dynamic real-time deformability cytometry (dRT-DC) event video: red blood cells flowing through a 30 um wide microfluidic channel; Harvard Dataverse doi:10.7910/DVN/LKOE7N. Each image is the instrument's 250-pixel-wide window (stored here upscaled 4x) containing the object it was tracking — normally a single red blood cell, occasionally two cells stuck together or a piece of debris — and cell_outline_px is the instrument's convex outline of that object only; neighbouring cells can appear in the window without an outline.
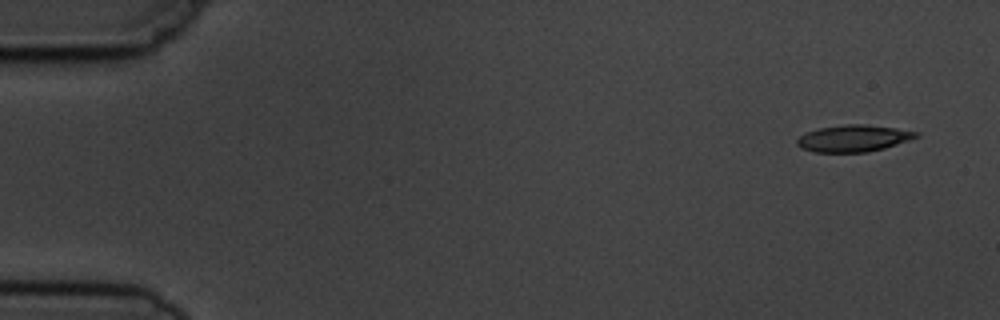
{"species": "common noctule bat (a hibernating species)", "species_latin": "Nyctalus noctula", "temperature_condition": "cold", "stored_images_in_passage": 4, "camera_frame_rate_fps": 3000, "um_per_image_px": 0.085, "animal": {"sex": "male", "body_mass_g": 19.5, "forearm_length_mm": 54.6}, "frame": {"image": 1, "passage_image": 1, "time_ms": 0.0, "image_size_px": [1000, 320], "cell_outline_px": [[920, 136], [884, 148], [868, 152], [812, 152], [800, 148], [796, 144], [796, 140], [800, 136], [808, 132], [820, 128], [844, 124], [864, 124], [896, 128], [920, 132]], "centroid_in_image_um": [72.54, 11.76], "position_along_channel_um": 12.5, "area_um2": 18.55}}
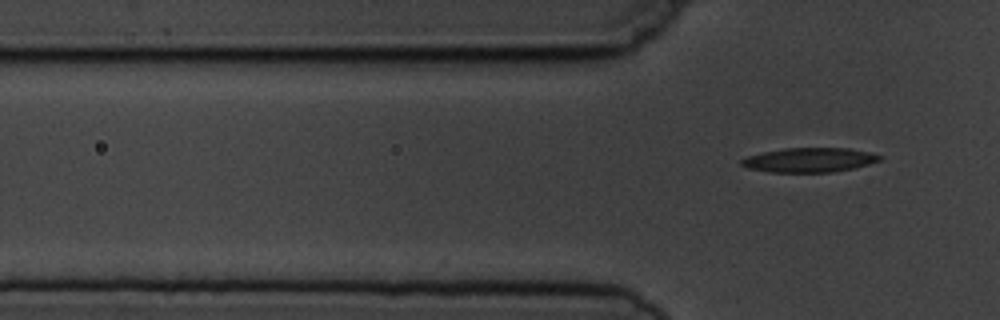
{"frame": {"image": 2, "passage_image": 4, "time_ms": 4.333, "image_size_px": [1000, 320], "cell_outline_px": [[884, 156], [880, 160], [868, 164], [852, 168], [832, 172], [772, 172], [748, 168], [740, 164], [740, 160], [748, 156], [764, 152], [784, 148], [848, 148], [868, 152]], "centroid_in_image_um": [68.8, 13.59], "position_along_channel_um": 57.0, "area_um2": 19.48}}